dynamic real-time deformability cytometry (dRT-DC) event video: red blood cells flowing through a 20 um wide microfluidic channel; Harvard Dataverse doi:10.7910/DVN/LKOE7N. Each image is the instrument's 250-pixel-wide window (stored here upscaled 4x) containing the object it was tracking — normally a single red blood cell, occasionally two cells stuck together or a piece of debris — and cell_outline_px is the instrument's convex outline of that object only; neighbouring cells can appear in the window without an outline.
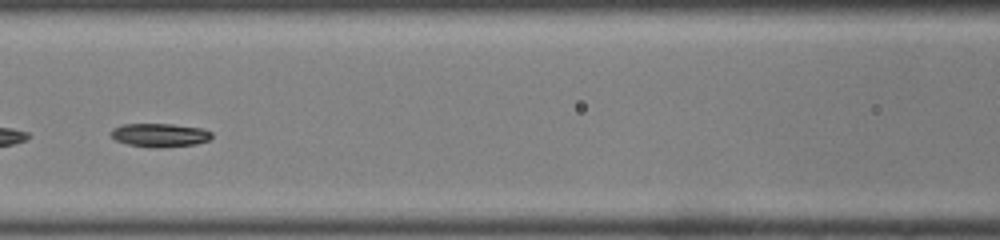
{"species": "common noctule bat (a hibernating species)", "species_latin": "Nyctalus noctula", "temperature_condition": "room temperature", "stored_images_in_passage": 38, "camera_frame_rate_fps": 3000, "um_per_image_px": 0.085, "animal": {"sex": "male", "body_mass_g": 19.0, "forearm_length_mm": 50.8}, "frame": {"image": 1, "passage_image": 12, "time_ms": 3.667, "image_size_px": [1000, 240], "cell_outline_px": [[212, 136], [208, 140], [196, 144], [156, 148], [148, 148], [128, 144], [116, 140], [112, 136], [112, 128], [124, 124], [172, 124], [200, 128], [212, 132]], "centroid_in_image_um": [13.58, 11.49], "position_along_channel_um": 153.0, "area_um2": 13.76}, "authors_computed_cell_mechanics": {"area_um2": 14.0165, "velocity_mm_per_s": 4.2023, "shape_relaxation_time_tau1_ms": 4.4151, "shape_relaxation_time_tau2_ms": 6.0776, "deformation_change_tau1": 0.1402, "deformation_change_tau2": 0.1047}}